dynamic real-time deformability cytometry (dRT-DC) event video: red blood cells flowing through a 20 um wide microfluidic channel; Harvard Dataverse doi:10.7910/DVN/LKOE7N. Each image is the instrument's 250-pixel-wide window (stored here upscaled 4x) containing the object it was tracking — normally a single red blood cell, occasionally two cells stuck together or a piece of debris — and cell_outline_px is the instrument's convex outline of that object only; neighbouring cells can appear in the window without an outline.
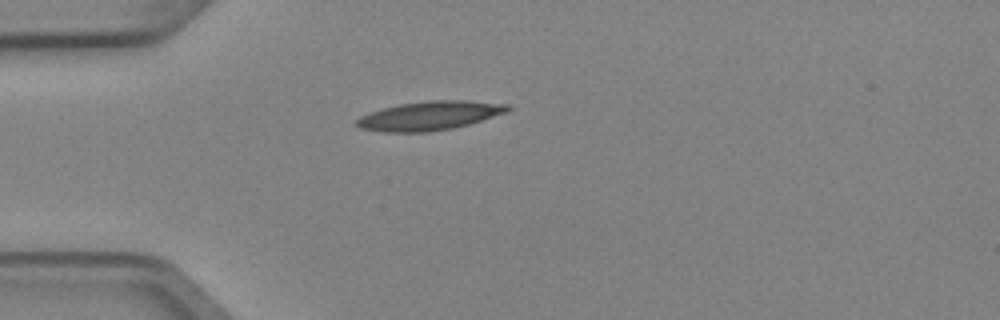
{"species": "Egyptian fruit bat (a non-hibernating species)", "species_latin": "Rousettus aegyptiacus", "temperature_condition": "cold", "stored_images_in_passage": 1, "camera_frame_rate_fps": 3000, "um_per_image_px": 0.085, "animal": {"sex": "female"}, "frame": {"image": 1, "passage_image": 1, "time_ms": 0.0, "image_size_px": [1000, 320], "cell_outline_px": [[512, 108], [508, 112], [468, 124], [452, 128], [428, 132], [384, 132], [360, 128], [352, 124], [360, 116], [368, 112], [400, 104], [428, 100], [464, 100], [508, 104]], "centroid_in_image_um": [36.49, 9.83], "position_along_channel_um": 48.5, "area_um2": 25.55}}